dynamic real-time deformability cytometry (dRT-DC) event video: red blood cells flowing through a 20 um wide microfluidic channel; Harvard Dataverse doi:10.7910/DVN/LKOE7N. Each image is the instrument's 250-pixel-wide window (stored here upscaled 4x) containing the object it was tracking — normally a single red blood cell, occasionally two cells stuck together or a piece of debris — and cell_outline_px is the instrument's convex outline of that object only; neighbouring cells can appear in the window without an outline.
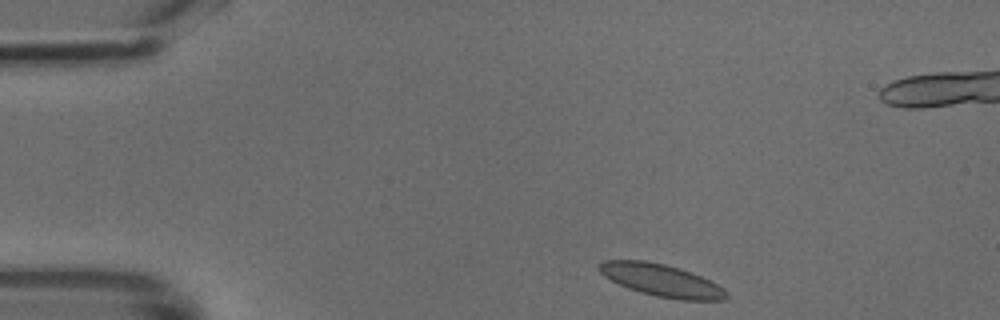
{"species": "common noctule bat (a hibernating species)", "species_latin": "Nyctalus noctula", "temperature_condition": "cold", "stored_images_in_passage": 43, "camera_frame_rate_fps": 3000, "um_per_image_px": 0.085, "animal": {"sex": "male", "body_mass_g": 18.8}, "frame": {"image": 1, "passage_image": 1, "time_ms": 0.0, "image_size_px": [1000, 320], "cell_outline_px": [[728, 296], [724, 300], [680, 300], [656, 296], [640, 292], [628, 288], [604, 276], [596, 268], [596, 264], [604, 260], [644, 260], [664, 264], [680, 268], [700, 276], [724, 288], [728, 292]], "centroid_in_image_um": [56.2, 23.82], "position_along_channel_um": 28.8, "area_um2": 23.93}}
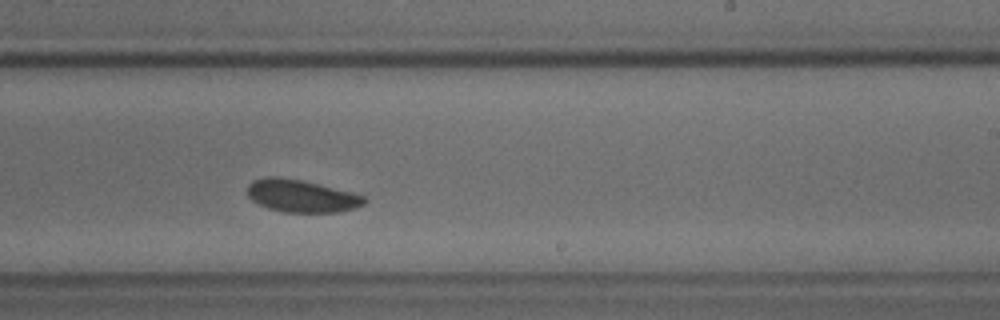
{"frame": {"image": 2, "passage_image": 23, "time_ms": 7.333, "image_size_px": [1000, 320], "cell_outline_px": [[368, 200], [364, 204], [356, 208], [336, 212], [284, 212], [268, 208], [252, 200], [248, 196], [248, 184], [252, 180], [264, 176], [280, 176], [300, 180], [364, 196]], "centroid_in_image_um": [25.57, 16.65], "position_along_channel_um": 263.4, "area_um2": 21.91}}
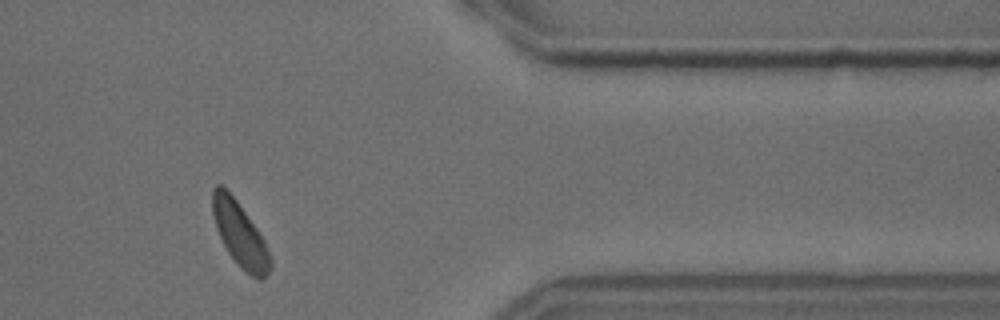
{"frame": {"image": 3, "passage_image": 34, "time_ms": 11.0, "image_size_px": [1000, 320], "cell_outline_px": [[272, 268], [260, 280], [252, 276], [240, 268], [236, 264], [228, 252], [216, 228], [212, 212], [212, 188], [216, 184], [220, 184], [236, 200], [256, 228], [264, 240], [272, 260]], "centroid_in_image_um": [20.39, 19.94], "position_along_channel_um": 391.0, "area_um2": 21.39}}